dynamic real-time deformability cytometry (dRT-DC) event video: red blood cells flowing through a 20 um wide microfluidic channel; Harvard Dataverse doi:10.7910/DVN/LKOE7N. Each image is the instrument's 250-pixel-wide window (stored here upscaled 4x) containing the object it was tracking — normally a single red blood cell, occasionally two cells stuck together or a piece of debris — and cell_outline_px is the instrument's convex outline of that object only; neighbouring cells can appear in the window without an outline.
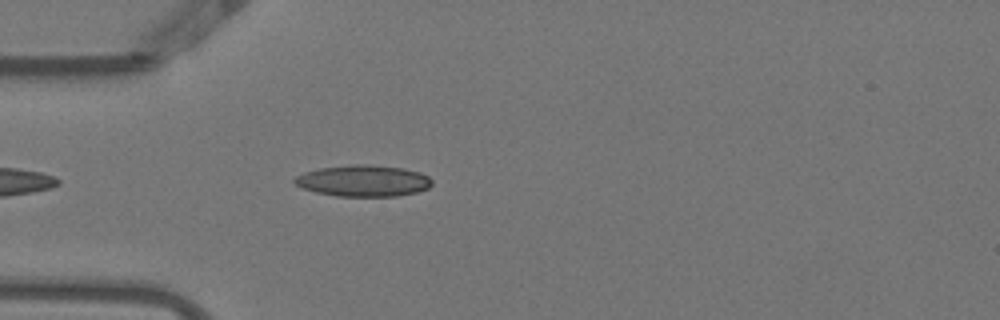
{"species": "Egyptian fruit bat (a non-hibernating species)", "species_latin": "Rousettus aegyptiacus", "temperature_condition": "warm", "stored_images_in_passage": 41, "camera_frame_rate_fps": 3000, "um_per_image_px": 0.085, "animal": {"sex": "female"}, "frame": {"image": 1, "passage_image": 4, "time_ms": 1.0, "image_size_px": [1000, 320], "cell_outline_px": [[432, 184], [428, 188], [416, 192], [396, 196], [336, 196], [316, 192], [304, 188], [296, 184], [292, 180], [296, 176], [304, 172], [320, 168], [352, 164], [364, 164], [404, 168], [420, 172], [428, 176], [432, 180]], "centroid_in_image_um": [30.89, 15.36], "position_along_channel_um": 54.1, "area_um2": 25.09}}
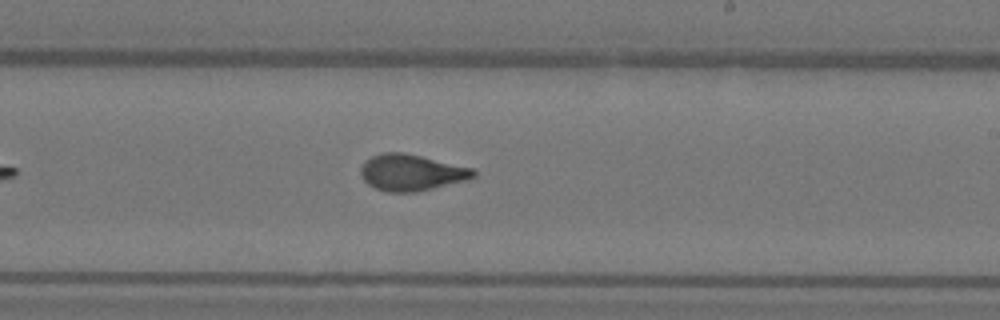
{"frame": {"image": 2, "passage_image": 20, "time_ms": 6.333, "image_size_px": [1000, 320], "cell_outline_px": [[476, 176], [468, 180], [416, 192], [388, 192], [376, 188], [368, 184], [364, 180], [360, 172], [360, 168], [372, 156], [384, 152], [400, 152], [420, 156], [472, 168], [476, 172]], "centroid_in_image_um": [34.98, 14.68], "position_along_channel_um": 254.0, "area_um2": 23.58}}
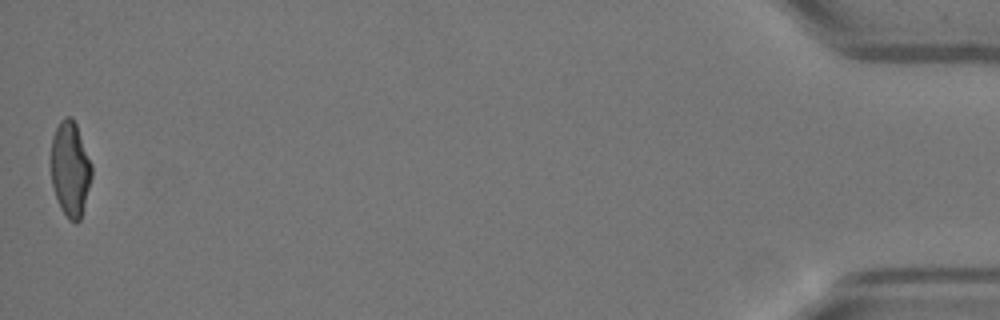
{"frame": {"image": 3, "passage_image": 41, "time_ms": 13.333, "image_size_px": [1000, 320], "cell_outline_px": [[92, 176], [80, 220], [76, 224], [68, 220], [60, 208], [52, 184], [52, 136], [60, 120], [64, 116], [72, 116], [76, 124], [92, 164]], "centroid_in_image_um": [5.98, 14.37], "position_along_channel_um": 429.2, "area_um2": 22.48}, "authors_computed_cell_mechanics": {"area_um2": 23.2934, "velocity_mm_per_s": 3.8692, "shape_relaxation_time_tau1_ms": 7.5806, "shape_relaxation_time_tau2_ms": 0.9397, "deformation_change_tau1": 0.2345, "deformation_change_tau2": 0.0836}}